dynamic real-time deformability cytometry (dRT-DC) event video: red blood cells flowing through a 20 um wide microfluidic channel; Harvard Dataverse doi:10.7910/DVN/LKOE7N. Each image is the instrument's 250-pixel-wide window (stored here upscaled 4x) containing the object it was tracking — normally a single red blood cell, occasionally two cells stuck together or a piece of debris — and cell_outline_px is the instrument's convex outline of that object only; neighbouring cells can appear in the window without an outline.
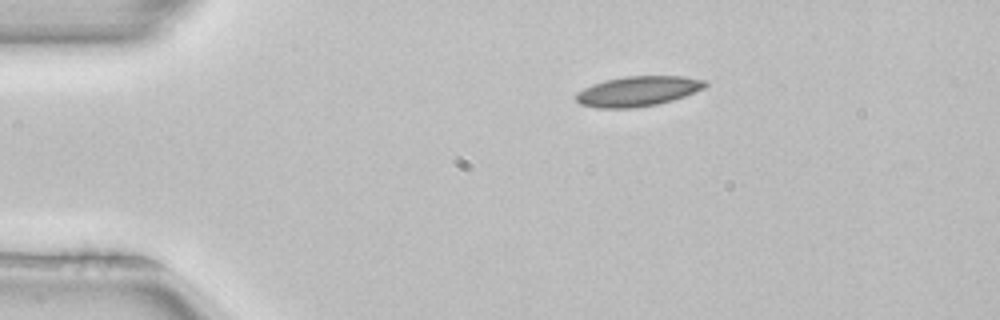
{"species": "common noctule bat (a hibernating species)", "species_latin": "Nyctalus noctula", "temperature_condition": "room temperature", "stored_images_in_passage": 3, "segment_of_instrument_passage": [1, 2], "camera_frame_rate_fps": 3000, "um_per_image_px": 0.085, "animal": {"sex": "female", "body_mass_g": 22.7, "forearm_length_mm": 54.2}, "frame": {"image": 1, "passage_image": 1, "time_ms": 0.0, "image_size_px": [1000, 320], "cell_outline_px": [[708, 84], [704, 88], [684, 96], [672, 100], [656, 104], [636, 108], [596, 108], [580, 104], [576, 100], [576, 92], [592, 84], [604, 80], [624, 76], [680, 76], [708, 80]], "centroid_in_image_um": [54.21, 7.75], "position_along_channel_um": 30.8, "area_um2": 22.72}}